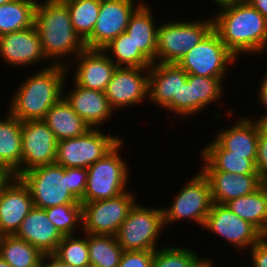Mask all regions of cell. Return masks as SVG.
Here are the masks:
<instances>
[{"label": "cell", "instance_id": "obj_1", "mask_svg": "<svg viewBox=\"0 0 267 267\" xmlns=\"http://www.w3.org/2000/svg\"><path fill=\"white\" fill-rule=\"evenodd\" d=\"M213 13V30L237 58L267 52V20L247 0Z\"/></svg>", "mask_w": 267, "mask_h": 267}, {"label": "cell", "instance_id": "obj_2", "mask_svg": "<svg viewBox=\"0 0 267 267\" xmlns=\"http://www.w3.org/2000/svg\"><path fill=\"white\" fill-rule=\"evenodd\" d=\"M40 68V70H39ZM12 90L7 110L20 121L43 120L49 109L63 97V86L68 76L67 67L51 65L39 67Z\"/></svg>", "mask_w": 267, "mask_h": 267}, {"label": "cell", "instance_id": "obj_3", "mask_svg": "<svg viewBox=\"0 0 267 267\" xmlns=\"http://www.w3.org/2000/svg\"><path fill=\"white\" fill-rule=\"evenodd\" d=\"M34 26L44 54L53 65L67 66L85 49L84 42L73 28L66 4L38 2Z\"/></svg>", "mask_w": 267, "mask_h": 267}, {"label": "cell", "instance_id": "obj_4", "mask_svg": "<svg viewBox=\"0 0 267 267\" xmlns=\"http://www.w3.org/2000/svg\"><path fill=\"white\" fill-rule=\"evenodd\" d=\"M202 18L163 19L165 22H160L157 29L156 62L177 64L199 44L213 30L211 14Z\"/></svg>", "mask_w": 267, "mask_h": 267}, {"label": "cell", "instance_id": "obj_5", "mask_svg": "<svg viewBox=\"0 0 267 267\" xmlns=\"http://www.w3.org/2000/svg\"><path fill=\"white\" fill-rule=\"evenodd\" d=\"M126 140L123 138L108 154L87 168L86 189L81 202L109 199L130 190L131 166L121 153Z\"/></svg>", "mask_w": 267, "mask_h": 267}, {"label": "cell", "instance_id": "obj_6", "mask_svg": "<svg viewBox=\"0 0 267 267\" xmlns=\"http://www.w3.org/2000/svg\"><path fill=\"white\" fill-rule=\"evenodd\" d=\"M181 190L175 192L170 205L162 206L164 226L177 225L178 222L189 220L203 228L208 213L213 204L211 187L208 178L198 168V171L189 176Z\"/></svg>", "mask_w": 267, "mask_h": 267}, {"label": "cell", "instance_id": "obj_7", "mask_svg": "<svg viewBox=\"0 0 267 267\" xmlns=\"http://www.w3.org/2000/svg\"><path fill=\"white\" fill-rule=\"evenodd\" d=\"M140 203L137 201L131 208L115 235L123 250H157L164 246L159 245L163 231H167L162 206L153 208Z\"/></svg>", "mask_w": 267, "mask_h": 267}, {"label": "cell", "instance_id": "obj_8", "mask_svg": "<svg viewBox=\"0 0 267 267\" xmlns=\"http://www.w3.org/2000/svg\"><path fill=\"white\" fill-rule=\"evenodd\" d=\"M19 178L28 187L36 208L80 203L69 192L67 168L62 165L52 163L37 166L22 173Z\"/></svg>", "mask_w": 267, "mask_h": 267}, {"label": "cell", "instance_id": "obj_9", "mask_svg": "<svg viewBox=\"0 0 267 267\" xmlns=\"http://www.w3.org/2000/svg\"><path fill=\"white\" fill-rule=\"evenodd\" d=\"M123 138L119 134H107L100 128H91L82 136L58 141L55 163L64 168H88Z\"/></svg>", "mask_w": 267, "mask_h": 267}, {"label": "cell", "instance_id": "obj_10", "mask_svg": "<svg viewBox=\"0 0 267 267\" xmlns=\"http://www.w3.org/2000/svg\"><path fill=\"white\" fill-rule=\"evenodd\" d=\"M238 61L240 60L227 49L219 35L212 30L199 44L189 50L177 64L187 74L218 77L225 83V79L228 78V70L233 69L231 67H235Z\"/></svg>", "mask_w": 267, "mask_h": 267}, {"label": "cell", "instance_id": "obj_11", "mask_svg": "<svg viewBox=\"0 0 267 267\" xmlns=\"http://www.w3.org/2000/svg\"><path fill=\"white\" fill-rule=\"evenodd\" d=\"M135 191L82 204V233L115 236L129 211L138 201Z\"/></svg>", "mask_w": 267, "mask_h": 267}, {"label": "cell", "instance_id": "obj_12", "mask_svg": "<svg viewBox=\"0 0 267 267\" xmlns=\"http://www.w3.org/2000/svg\"><path fill=\"white\" fill-rule=\"evenodd\" d=\"M202 229L225 240L236 252L248 250L263 235L250 223L233 213L225 204L213 203Z\"/></svg>", "mask_w": 267, "mask_h": 267}, {"label": "cell", "instance_id": "obj_13", "mask_svg": "<svg viewBox=\"0 0 267 267\" xmlns=\"http://www.w3.org/2000/svg\"><path fill=\"white\" fill-rule=\"evenodd\" d=\"M148 79L149 67H117L105 90L111 109L117 113L148 102Z\"/></svg>", "mask_w": 267, "mask_h": 267}, {"label": "cell", "instance_id": "obj_14", "mask_svg": "<svg viewBox=\"0 0 267 267\" xmlns=\"http://www.w3.org/2000/svg\"><path fill=\"white\" fill-rule=\"evenodd\" d=\"M144 0H100V11L92 34L84 41L87 49H103L125 32L129 19Z\"/></svg>", "mask_w": 267, "mask_h": 267}, {"label": "cell", "instance_id": "obj_15", "mask_svg": "<svg viewBox=\"0 0 267 267\" xmlns=\"http://www.w3.org/2000/svg\"><path fill=\"white\" fill-rule=\"evenodd\" d=\"M0 59L9 68H47L53 65L45 56L37 29L32 27L0 36ZM48 63L47 65H45ZM50 63V64H49ZM35 65V66H34Z\"/></svg>", "mask_w": 267, "mask_h": 267}, {"label": "cell", "instance_id": "obj_16", "mask_svg": "<svg viewBox=\"0 0 267 267\" xmlns=\"http://www.w3.org/2000/svg\"><path fill=\"white\" fill-rule=\"evenodd\" d=\"M187 73L178 64L154 62L149 67L148 101L179 118V91ZM151 102V103H150ZM165 109V110H164Z\"/></svg>", "mask_w": 267, "mask_h": 267}, {"label": "cell", "instance_id": "obj_17", "mask_svg": "<svg viewBox=\"0 0 267 267\" xmlns=\"http://www.w3.org/2000/svg\"><path fill=\"white\" fill-rule=\"evenodd\" d=\"M57 144L43 120L22 122V165L15 172L16 177L34 167L55 163Z\"/></svg>", "mask_w": 267, "mask_h": 267}, {"label": "cell", "instance_id": "obj_18", "mask_svg": "<svg viewBox=\"0 0 267 267\" xmlns=\"http://www.w3.org/2000/svg\"><path fill=\"white\" fill-rule=\"evenodd\" d=\"M66 67L69 78L71 77L70 71H72L71 79L77 85L102 92H105L117 68L102 49L87 48L81 51Z\"/></svg>", "mask_w": 267, "mask_h": 267}, {"label": "cell", "instance_id": "obj_19", "mask_svg": "<svg viewBox=\"0 0 267 267\" xmlns=\"http://www.w3.org/2000/svg\"><path fill=\"white\" fill-rule=\"evenodd\" d=\"M229 110V111H228ZM234 108L227 109V117H237L235 123L230 126L218 129L214 138L231 154L246 155L254 163L257 158L258 137L260 131L265 127L259 121L242 114L235 115ZM242 116V117H241ZM238 119V120H237Z\"/></svg>", "mask_w": 267, "mask_h": 267}, {"label": "cell", "instance_id": "obj_20", "mask_svg": "<svg viewBox=\"0 0 267 267\" xmlns=\"http://www.w3.org/2000/svg\"><path fill=\"white\" fill-rule=\"evenodd\" d=\"M68 79L66 78L64 82L63 98L88 126L100 128L103 124L109 123V120L111 122L116 115L109 105L105 92L84 88L73 80L71 86L69 83L70 89L66 86Z\"/></svg>", "mask_w": 267, "mask_h": 267}, {"label": "cell", "instance_id": "obj_21", "mask_svg": "<svg viewBox=\"0 0 267 267\" xmlns=\"http://www.w3.org/2000/svg\"><path fill=\"white\" fill-rule=\"evenodd\" d=\"M33 207L28 187L17 177L0 193V237L15 235Z\"/></svg>", "mask_w": 267, "mask_h": 267}, {"label": "cell", "instance_id": "obj_22", "mask_svg": "<svg viewBox=\"0 0 267 267\" xmlns=\"http://www.w3.org/2000/svg\"><path fill=\"white\" fill-rule=\"evenodd\" d=\"M40 250L45 256L53 254L64 237L49 220L45 209L33 207L14 235Z\"/></svg>", "mask_w": 267, "mask_h": 267}, {"label": "cell", "instance_id": "obj_23", "mask_svg": "<svg viewBox=\"0 0 267 267\" xmlns=\"http://www.w3.org/2000/svg\"><path fill=\"white\" fill-rule=\"evenodd\" d=\"M211 187L212 202L225 204L229 200L256 192L263 186L259 174H233L224 171H202Z\"/></svg>", "mask_w": 267, "mask_h": 267}, {"label": "cell", "instance_id": "obj_24", "mask_svg": "<svg viewBox=\"0 0 267 267\" xmlns=\"http://www.w3.org/2000/svg\"><path fill=\"white\" fill-rule=\"evenodd\" d=\"M201 171H224L233 174H258L256 164L246 155L231 154L215 138L200 148Z\"/></svg>", "mask_w": 267, "mask_h": 267}, {"label": "cell", "instance_id": "obj_25", "mask_svg": "<svg viewBox=\"0 0 267 267\" xmlns=\"http://www.w3.org/2000/svg\"><path fill=\"white\" fill-rule=\"evenodd\" d=\"M155 11L147 1L143 2L131 15L125 32L135 46L152 62H156L158 22Z\"/></svg>", "mask_w": 267, "mask_h": 267}, {"label": "cell", "instance_id": "obj_26", "mask_svg": "<svg viewBox=\"0 0 267 267\" xmlns=\"http://www.w3.org/2000/svg\"><path fill=\"white\" fill-rule=\"evenodd\" d=\"M43 121L58 141L82 136L91 129L63 97L49 109Z\"/></svg>", "mask_w": 267, "mask_h": 267}, {"label": "cell", "instance_id": "obj_27", "mask_svg": "<svg viewBox=\"0 0 267 267\" xmlns=\"http://www.w3.org/2000/svg\"><path fill=\"white\" fill-rule=\"evenodd\" d=\"M0 118V163L16 172L22 165V121L8 110Z\"/></svg>", "mask_w": 267, "mask_h": 267}, {"label": "cell", "instance_id": "obj_28", "mask_svg": "<svg viewBox=\"0 0 267 267\" xmlns=\"http://www.w3.org/2000/svg\"><path fill=\"white\" fill-rule=\"evenodd\" d=\"M225 205L267 236V190L264 186L252 194L231 199Z\"/></svg>", "mask_w": 267, "mask_h": 267}, {"label": "cell", "instance_id": "obj_29", "mask_svg": "<svg viewBox=\"0 0 267 267\" xmlns=\"http://www.w3.org/2000/svg\"><path fill=\"white\" fill-rule=\"evenodd\" d=\"M187 81L191 84L192 92V117L205 114L204 110L210 105L218 103L220 106L224 101V84L218 77H203L193 74H187ZM222 101L220 103V101ZM219 101V102H218ZM220 103V105H219Z\"/></svg>", "mask_w": 267, "mask_h": 267}, {"label": "cell", "instance_id": "obj_30", "mask_svg": "<svg viewBox=\"0 0 267 267\" xmlns=\"http://www.w3.org/2000/svg\"><path fill=\"white\" fill-rule=\"evenodd\" d=\"M36 0H11L0 5V36L34 25Z\"/></svg>", "mask_w": 267, "mask_h": 267}, {"label": "cell", "instance_id": "obj_31", "mask_svg": "<svg viewBox=\"0 0 267 267\" xmlns=\"http://www.w3.org/2000/svg\"><path fill=\"white\" fill-rule=\"evenodd\" d=\"M0 257L12 267H35L45 259V255L16 236L0 237Z\"/></svg>", "mask_w": 267, "mask_h": 267}, {"label": "cell", "instance_id": "obj_32", "mask_svg": "<svg viewBox=\"0 0 267 267\" xmlns=\"http://www.w3.org/2000/svg\"><path fill=\"white\" fill-rule=\"evenodd\" d=\"M90 267H117L124 250L115 236L88 234Z\"/></svg>", "mask_w": 267, "mask_h": 267}, {"label": "cell", "instance_id": "obj_33", "mask_svg": "<svg viewBox=\"0 0 267 267\" xmlns=\"http://www.w3.org/2000/svg\"><path fill=\"white\" fill-rule=\"evenodd\" d=\"M117 67H150L152 62L135 46L131 37L123 32L102 49ZM113 55V56H112Z\"/></svg>", "mask_w": 267, "mask_h": 267}, {"label": "cell", "instance_id": "obj_34", "mask_svg": "<svg viewBox=\"0 0 267 267\" xmlns=\"http://www.w3.org/2000/svg\"><path fill=\"white\" fill-rule=\"evenodd\" d=\"M195 250L190 246L166 243L155 250L152 267H198L208 256L202 257Z\"/></svg>", "mask_w": 267, "mask_h": 267}, {"label": "cell", "instance_id": "obj_35", "mask_svg": "<svg viewBox=\"0 0 267 267\" xmlns=\"http://www.w3.org/2000/svg\"><path fill=\"white\" fill-rule=\"evenodd\" d=\"M76 34L84 42L94 29L100 11V0H72L65 3Z\"/></svg>", "mask_w": 267, "mask_h": 267}, {"label": "cell", "instance_id": "obj_36", "mask_svg": "<svg viewBox=\"0 0 267 267\" xmlns=\"http://www.w3.org/2000/svg\"><path fill=\"white\" fill-rule=\"evenodd\" d=\"M64 236L53 255L73 267H90L87 233Z\"/></svg>", "mask_w": 267, "mask_h": 267}, {"label": "cell", "instance_id": "obj_37", "mask_svg": "<svg viewBox=\"0 0 267 267\" xmlns=\"http://www.w3.org/2000/svg\"><path fill=\"white\" fill-rule=\"evenodd\" d=\"M49 220L63 236L82 232V204L68 203L45 209Z\"/></svg>", "mask_w": 267, "mask_h": 267}, {"label": "cell", "instance_id": "obj_38", "mask_svg": "<svg viewBox=\"0 0 267 267\" xmlns=\"http://www.w3.org/2000/svg\"><path fill=\"white\" fill-rule=\"evenodd\" d=\"M155 250H124L117 267H152Z\"/></svg>", "mask_w": 267, "mask_h": 267}, {"label": "cell", "instance_id": "obj_39", "mask_svg": "<svg viewBox=\"0 0 267 267\" xmlns=\"http://www.w3.org/2000/svg\"><path fill=\"white\" fill-rule=\"evenodd\" d=\"M69 192L81 203L86 189L87 168H67Z\"/></svg>", "mask_w": 267, "mask_h": 267}, {"label": "cell", "instance_id": "obj_40", "mask_svg": "<svg viewBox=\"0 0 267 267\" xmlns=\"http://www.w3.org/2000/svg\"><path fill=\"white\" fill-rule=\"evenodd\" d=\"M256 169L262 181L267 179V128L264 127L258 137Z\"/></svg>", "mask_w": 267, "mask_h": 267}, {"label": "cell", "instance_id": "obj_41", "mask_svg": "<svg viewBox=\"0 0 267 267\" xmlns=\"http://www.w3.org/2000/svg\"><path fill=\"white\" fill-rule=\"evenodd\" d=\"M247 254L250 256L249 267H267V236H263Z\"/></svg>", "mask_w": 267, "mask_h": 267}, {"label": "cell", "instance_id": "obj_42", "mask_svg": "<svg viewBox=\"0 0 267 267\" xmlns=\"http://www.w3.org/2000/svg\"><path fill=\"white\" fill-rule=\"evenodd\" d=\"M262 78L260 79L258 86H256L257 89V96L256 98L258 101V105L260 104L259 107H264L263 109L265 110V112H263V115L261 116L260 112L258 114V116H256V118H254L253 116L255 114H249L247 116L259 121L262 125H266L267 124V71L265 70V74L262 73ZM258 87V88H257ZM258 117V118H257Z\"/></svg>", "mask_w": 267, "mask_h": 267}, {"label": "cell", "instance_id": "obj_43", "mask_svg": "<svg viewBox=\"0 0 267 267\" xmlns=\"http://www.w3.org/2000/svg\"><path fill=\"white\" fill-rule=\"evenodd\" d=\"M190 116L192 118V92L191 84L186 81L179 91V117L186 120Z\"/></svg>", "mask_w": 267, "mask_h": 267}, {"label": "cell", "instance_id": "obj_44", "mask_svg": "<svg viewBox=\"0 0 267 267\" xmlns=\"http://www.w3.org/2000/svg\"><path fill=\"white\" fill-rule=\"evenodd\" d=\"M16 178L15 172L7 165L0 163V193Z\"/></svg>", "mask_w": 267, "mask_h": 267}, {"label": "cell", "instance_id": "obj_45", "mask_svg": "<svg viewBox=\"0 0 267 267\" xmlns=\"http://www.w3.org/2000/svg\"><path fill=\"white\" fill-rule=\"evenodd\" d=\"M267 20V0H247Z\"/></svg>", "mask_w": 267, "mask_h": 267}, {"label": "cell", "instance_id": "obj_46", "mask_svg": "<svg viewBox=\"0 0 267 267\" xmlns=\"http://www.w3.org/2000/svg\"><path fill=\"white\" fill-rule=\"evenodd\" d=\"M213 1V5H215L216 8H223L229 5H234L239 2H243L244 0H211Z\"/></svg>", "mask_w": 267, "mask_h": 267}, {"label": "cell", "instance_id": "obj_47", "mask_svg": "<svg viewBox=\"0 0 267 267\" xmlns=\"http://www.w3.org/2000/svg\"><path fill=\"white\" fill-rule=\"evenodd\" d=\"M49 267H73L57 259L53 254H49Z\"/></svg>", "mask_w": 267, "mask_h": 267}, {"label": "cell", "instance_id": "obj_48", "mask_svg": "<svg viewBox=\"0 0 267 267\" xmlns=\"http://www.w3.org/2000/svg\"><path fill=\"white\" fill-rule=\"evenodd\" d=\"M214 258L208 257L206 258L198 267H216L215 265H218L217 263L215 264Z\"/></svg>", "mask_w": 267, "mask_h": 267}, {"label": "cell", "instance_id": "obj_49", "mask_svg": "<svg viewBox=\"0 0 267 267\" xmlns=\"http://www.w3.org/2000/svg\"><path fill=\"white\" fill-rule=\"evenodd\" d=\"M36 1H37V3L38 2H45V3H63V4H65V3L72 1V0H41V1L36 0Z\"/></svg>", "mask_w": 267, "mask_h": 267}, {"label": "cell", "instance_id": "obj_50", "mask_svg": "<svg viewBox=\"0 0 267 267\" xmlns=\"http://www.w3.org/2000/svg\"><path fill=\"white\" fill-rule=\"evenodd\" d=\"M35 267H49V255H46L45 259Z\"/></svg>", "mask_w": 267, "mask_h": 267}, {"label": "cell", "instance_id": "obj_51", "mask_svg": "<svg viewBox=\"0 0 267 267\" xmlns=\"http://www.w3.org/2000/svg\"><path fill=\"white\" fill-rule=\"evenodd\" d=\"M0 267H12L0 257Z\"/></svg>", "mask_w": 267, "mask_h": 267}, {"label": "cell", "instance_id": "obj_52", "mask_svg": "<svg viewBox=\"0 0 267 267\" xmlns=\"http://www.w3.org/2000/svg\"><path fill=\"white\" fill-rule=\"evenodd\" d=\"M11 0H0V5L10 2Z\"/></svg>", "mask_w": 267, "mask_h": 267}, {"label": "cell", "instance_id": "obj_53", "mask_svg": "<svg viewBox=\"0 0 267 267\" xmlns=\"http://www.w3.org/2000/svg\"><path fill=\"white\" fill-rule=\"evenodd\" d=\"M263 186L266 188V190H267V179H265L264 181H263Z\"/></svg>", "mask_w": 267, "mask_h": 267}]
</instances>
